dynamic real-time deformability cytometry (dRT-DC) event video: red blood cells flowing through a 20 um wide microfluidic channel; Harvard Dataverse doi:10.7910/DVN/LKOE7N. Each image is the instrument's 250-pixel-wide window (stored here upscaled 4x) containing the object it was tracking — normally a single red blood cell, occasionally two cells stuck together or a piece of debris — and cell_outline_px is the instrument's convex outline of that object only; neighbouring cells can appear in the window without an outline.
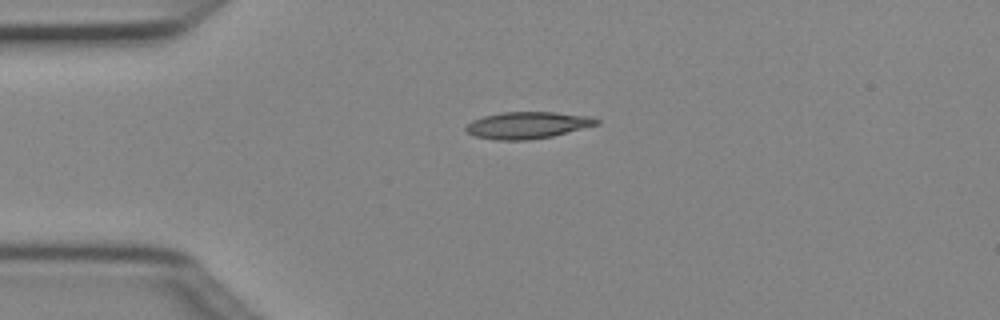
{"species": "Egyptian fruit bat (a non-hibernating species)", "species_latin": "Rousettus aegyptiacus", "temperature_condition": "cold", "stored_images_in_passage": 3, "camera_frame_rate_fps": 3000, "um_per_image_px": 0.085, "animal": {"sex": "female"}, "frame": {"image": 1, "passage_image": 1, "time_ms": 0.0, "image_size_px": [1000, 320], "cell_outline_px": [[600, 124], [552, 136], [528, 140], [496, 140], [476, 136], [468, 132], [464, 128], [472, 120], [484, 116], [504, 112], [556, 112], [592, 116], [600, 120]], "centroid_in_image_um": [44.88, 10.63], "position_along_channel_um": 40.1, "area_um2": 20.4}}
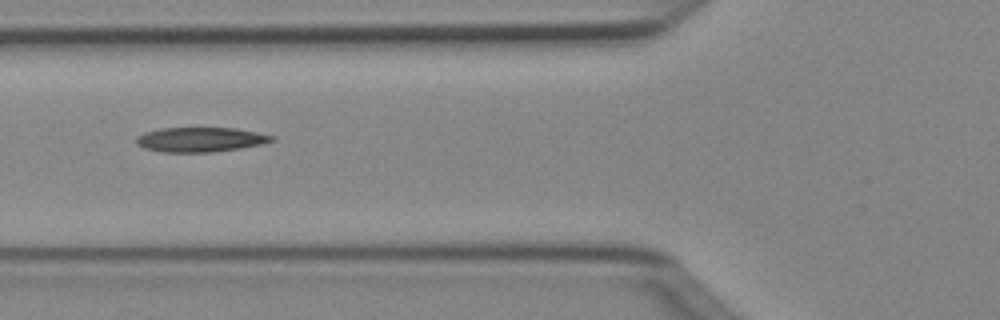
{"frame": {"image": 2, "passage_image": 3, "time_ms": 0.667, "image_size_px": [1000, 320], "cell_outline_px": [[276, 140], [264, 144], [240, 148], [212, 152], [164, 152], [144, 148], [136, 144], [136, 136], [144, 132], [160, 128], [236, 128], [276, 136]], "centroid_in_image_um": [17.05, 11.86], "position_along_channel_um": 108.7, "area_um2": 19.59}}